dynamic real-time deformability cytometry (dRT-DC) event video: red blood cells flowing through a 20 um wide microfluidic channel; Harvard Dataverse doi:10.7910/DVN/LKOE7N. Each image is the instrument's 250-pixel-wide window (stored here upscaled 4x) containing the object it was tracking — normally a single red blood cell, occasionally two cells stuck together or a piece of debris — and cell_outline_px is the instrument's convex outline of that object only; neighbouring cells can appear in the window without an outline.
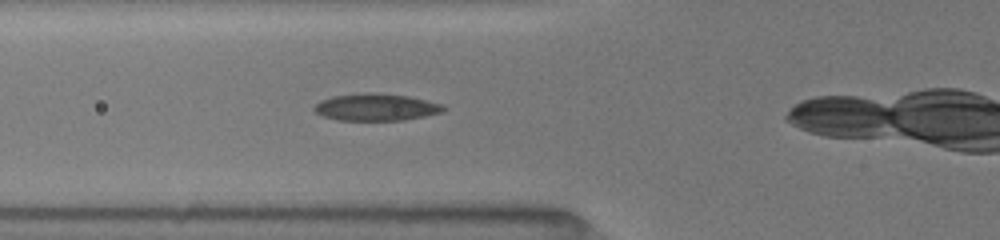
{"species": "common noctule bat (a hibernating species)", "species_latin": "Nyctalus noctula", "temperature_condition": "room temperature", "stored_images_in_passage": 36, "camera_frame_rate_fps": 3000, "um_per_image_px": 0.085, "animal": {"sex": "female", "body_mass_g": 19.5, "forearm_length_mm": 54.1}, "frame": {"image": 1, "passage_image": 14, "time_ms": 4.333, "image_size_px": [1000, 240], "cell_outline_px": [[448, 108], [444, 112], [404, 120], [336, 120], [324, 116], [316, 112], [312, 108], [320, 100], [332, 96], [364, 92], [372, 92], [408, 96], [444, 104]], "centroid_in_image_um": [31.99, 9.1], "position_along_channel_um": 93.8, "area_um2": 20.58}}
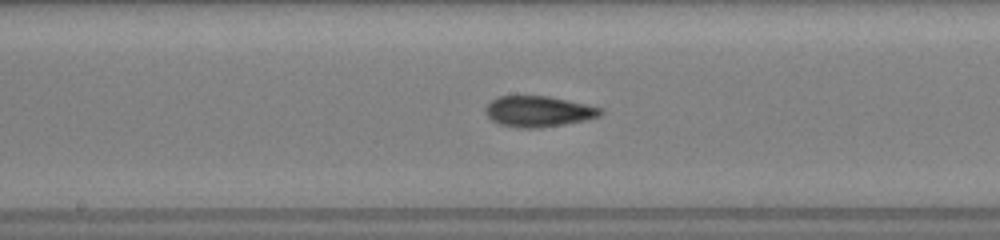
{"frame": {"image": 2, "passage_image": 22, "time_ms": 7.0, "image_size_px": [1000, 240], "cell_outline_px": [[604, 112], [600, 116], [584, 120], [564, 124], [540, 128], [520, 128], [500, 124], [492, 120], [484, 112], [484, 108], [492, 100], [500, 96], [548, 96], [604, 108]], "centroid_in_image_um": [45.78, 9.47], "position_along_channel_um": 202.4, "area_um2": 20.63}}
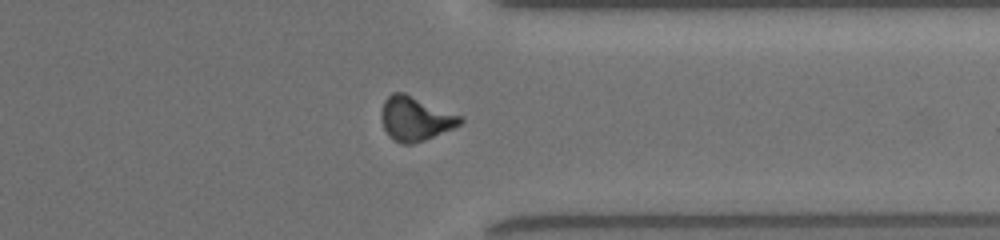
{"frame": {"image": 3, "passage_image": 35, "time_ms": 11.333, "image_size_px": [1000, 240], "cell_outline_px": [[464, 120], [460, 124], [452, 128], [424, 140], [412, 144], [400, 144], [392, 140], [388, 136], [380, 120], [380, 112], [384, 100], [392, 92], [404, 92], [464, 116]], "centroid_in_image_um": [35.28, 10.08], "position_along_channel_um": 376.1, "area_um2": 20.63}}